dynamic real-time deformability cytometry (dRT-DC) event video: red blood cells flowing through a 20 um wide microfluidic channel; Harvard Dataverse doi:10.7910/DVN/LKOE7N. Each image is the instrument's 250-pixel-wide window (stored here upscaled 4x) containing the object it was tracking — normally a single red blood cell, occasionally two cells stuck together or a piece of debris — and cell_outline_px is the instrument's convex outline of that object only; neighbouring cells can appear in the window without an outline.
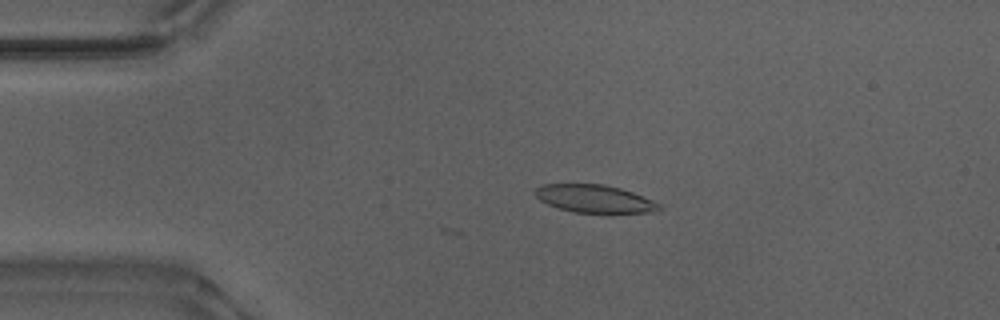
{"species": "Egyptian fruit bat (a non-hibernating species)", "species_latin": "Rousettus aegyptiacus", "temperature_condition": "warm", "stored_images_in_passage": 4, "camera_frame_rate_fps": 3000, "um_per_image_px": 0.085, "animal": {"sex": "male"}, "frame": {"image": 1, "passage_image": 2, "time_ms": 0.333, "image_size_px": [1000, 320], "cell_outline_px": [[660, 208], [652, 212], [572, 212], [548, 204], [540, 200], [532, 192], [536, 188], [544, 184], [604, 184], [620, 188], [632, 192], [652, 200], [660, 204]], "centroid_in_image_um": [50.49, 16.88], "position_along_channel_um": 34.5, "area_um2": 19.77}}